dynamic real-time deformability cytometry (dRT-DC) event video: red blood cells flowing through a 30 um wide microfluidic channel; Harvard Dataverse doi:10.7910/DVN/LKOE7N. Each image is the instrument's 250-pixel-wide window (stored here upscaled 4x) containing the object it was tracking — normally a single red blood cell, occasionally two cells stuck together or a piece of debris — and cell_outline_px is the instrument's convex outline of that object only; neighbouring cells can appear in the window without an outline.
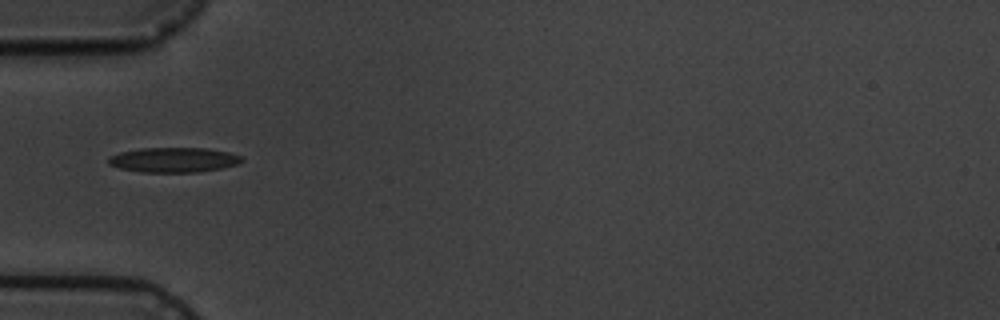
{"species": "common noctule bat (a hibernating species)", "species_latin": "Nyctalus noctula", "temperature_condition": "cold", "stored_images_in_passage": 8, "camera_frame_rate_fps": 3000, "um_per_image_px": 0.085, "animal": {"sex": "male", "body_mass_g": 19.5, "forearm_length_mm": 54.6}, "frame": {"image": 1, "passage_image": 1, "time_ms": 0.0, "image_size_px": [1000, 320], "cell_outline_px": [[244, 160], [236, 164], [220, 168], [200, 172], [140, 172], [120, 168], [108, 164], [108, 156], [120, 152], [140, 148], [208, 148], [228, 152], [240, 156]], "centroid_in_image_um": [14.72, 13.58], "position_along_channel_um": 70.3, "area_um2": 19.31}}
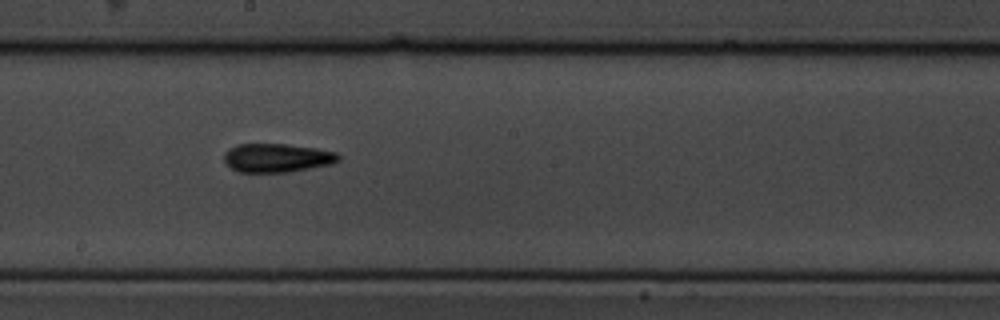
{"frame": {"image": 2, "passage_image": 5, "time_ms": 4.333, "image_size_px": [1000, 320], "cell_outline_px": [[340, 160], [332, 164], [288, 172], [240, 172], [224, 164], [224, 152], [228, 148], [236, 144], [288, 144], [316, 148], [336, 152], [340, 156]], "centroid_in_image_um": [23.52, 13.41], "position_along_channel_um": 224.7, "area_um2": 19.31}}
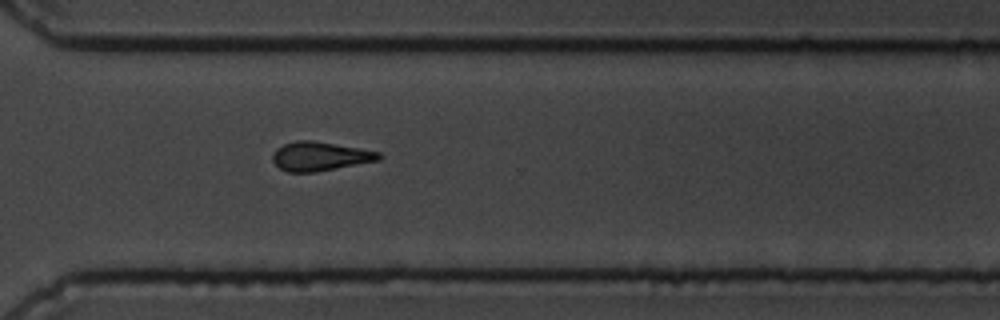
{"frame": {"image": 3, "passage_image": 8, "time_ms": 7.667, "image_size_px": [1000, 320], "cell_outline_px": [[384, 156], [380, 160], [316, 172], [288, 172], [280, 168], [272, 160], [272, 152], [276, 148], [284, 144], [296, 140], [312, 140], [360, 148], [380, 152]], "centroid_in_image_um": [27.2, 13.28], "position_along_channel_um": 343.4, "area_um2": 18.09}}